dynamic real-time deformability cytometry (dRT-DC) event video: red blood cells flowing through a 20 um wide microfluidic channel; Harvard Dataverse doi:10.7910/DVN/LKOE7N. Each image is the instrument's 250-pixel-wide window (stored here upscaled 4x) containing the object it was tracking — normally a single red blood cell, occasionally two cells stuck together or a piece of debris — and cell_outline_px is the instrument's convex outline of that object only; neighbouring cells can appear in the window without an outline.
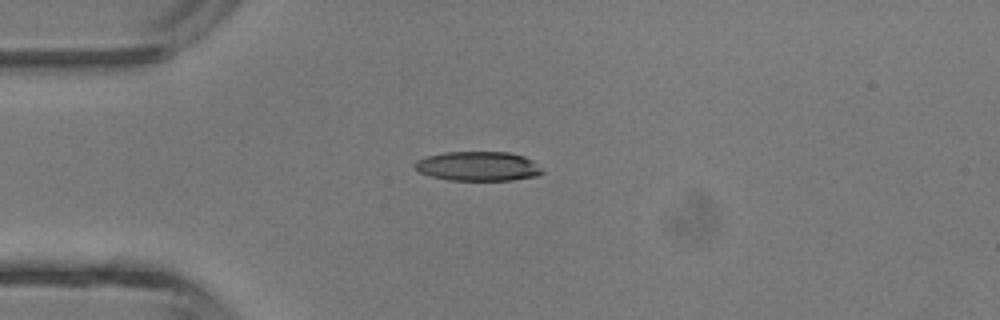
{"species": "common noctule bat (a hibernating species)", "species_latin": "Nyctalus noctula", "temperature_condition": "room temperature", "stored_images_in_passage": 4, "camera_frame_rate_fps": 3000, "um_per_image_px": 0.085, "animal": {"sex": "male", "body_mass_g": 13.3}, "frame": {"image": 1, "passage_image": 4, "time_ms": 4.333, "image_size_px": [1000, 320], "cell_outline_px": [[544, 172], [536, 176], [512, 180], [448, 180], [432, 176], [420, 172], [412, 164], [416, 160], [428, 156], [444, 152], [508, 152], [524, 156], [532, 160]], "centroid_in_image_um": [40.62, 14.12], "position_along_channel_um": 44.4, "area_um2": 21.73}}